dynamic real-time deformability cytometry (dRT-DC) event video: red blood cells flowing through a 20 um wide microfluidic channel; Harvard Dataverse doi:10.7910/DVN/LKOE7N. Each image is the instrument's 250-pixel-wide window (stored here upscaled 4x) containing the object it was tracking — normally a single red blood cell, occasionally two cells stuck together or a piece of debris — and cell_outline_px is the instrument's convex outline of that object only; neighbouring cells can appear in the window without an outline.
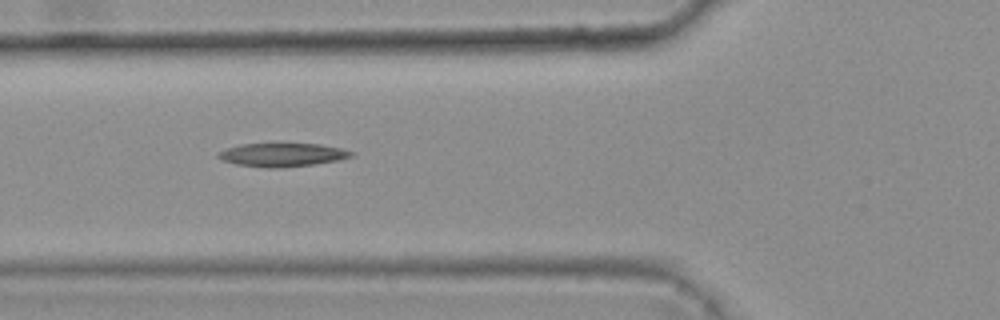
{"species": "common noctule bat (a hibernating species)", "species_latin": "Nyctalus noctula", "temperature_condition": "warm", "stored_images_in_passage": 8, "camera_frame_rate_fps": 3000, "um_per_image_px": 0.085, "animal": {"sex": "female", "body_mass_g": 25.1}, "frame": {"image": 1, "passage_image": 5, "time_ms": 1.333, "image_size_px": [1000, 320], "cell_outline_px": [[356, 152], [352, 156], [340, 160], [316, 164], [280, 168], [264, 168], [236, 164], [220, 160], [216, 156], [216, 152], [240, 144], [320, 144], [340, 148]], "centroid_in_image_um": [23.98, 13.17], "position_along_channel_um": 101.8, "area_um2": 18.38}}
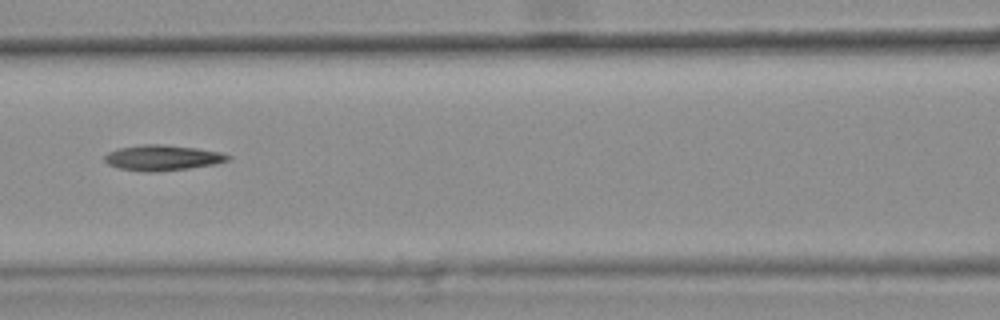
{"frame": {"image": 2, "passage_image": 6, "time_ms": 1.667, "image_size_px": [1000, 320], "cell_outline_px": [[232, 156], [228, 160], [216, 164], [188, 168], [156, 172], [144, 172], [116, 168], [108, 164], [104, 160], [104, 156], [108, 152], [120, 148], [144, 144], [160, 144], [196, 148], [220, 152]], "centroid_in_image_um": [13.79, 13.42], "position_along_channel_um": 152.8, "area_um2": 18.32}}